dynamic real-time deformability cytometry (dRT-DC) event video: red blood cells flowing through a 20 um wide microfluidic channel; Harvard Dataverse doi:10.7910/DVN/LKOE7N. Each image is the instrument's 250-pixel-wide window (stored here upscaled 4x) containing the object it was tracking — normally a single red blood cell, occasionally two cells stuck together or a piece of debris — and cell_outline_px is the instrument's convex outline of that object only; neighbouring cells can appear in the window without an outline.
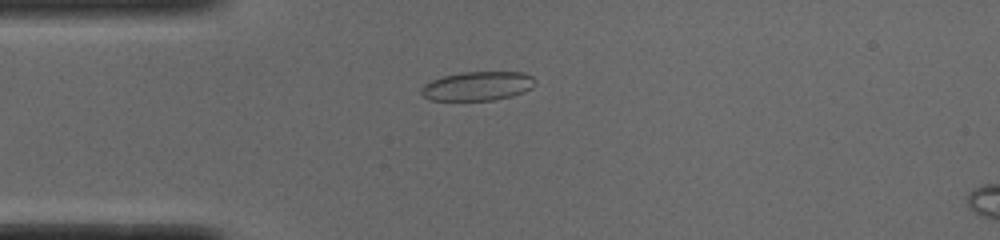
{"species": "common noctule bat (a hibernating species)", "species_latin": "Nyctalus noctula", "temperature_condition": "cold", "stored_images_in_passage": 45, "camera_frame_rate_fps": 3000, "um_per_image_px": 0.085, "animal": {"sex": "male", "body_mass_g": 19.0, "forearm_length_mm": 50.8}, "frame": {"image": 1, "passage_image": 6, "time_ms": 1.667, "image_size_px": [1000, 240], "cell_outline_px": [[536, 84], [532, 88], [524, 92], [512, 96], [492, 100], [432, 100], [424, 96], [420, 92], [424, 84], [432, 80], [444, 76], [460, 72], [524, 72], [532, 76], [536, 80]], "centroid_in_image_um": [40.64, 7.31], "position_along_channel_um": 44.4, "area_um2": 19.31}}
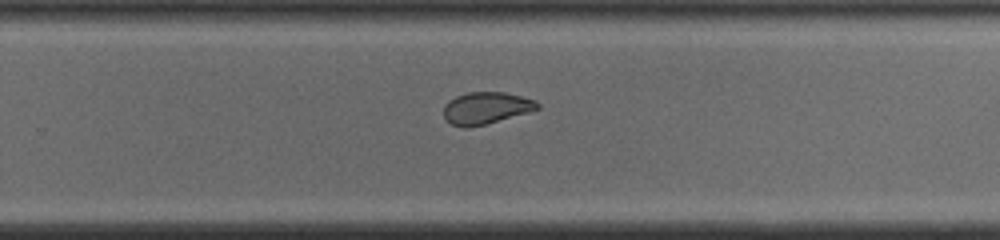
{"frame": {"image": 2, "passage_image": 26, "time_ms": 8.333, "image_size_px": [1000, 240], "cell_outline_px": [[540, 108], [528, 112], [484, 124], [468, 128], [464, 128], [452, 124], [444, 116], [444, 104], [448, 100], [456, 96], [468, 92], [504, 92], [536, 100], [540, 104]], "centroid_in_image_um": [41.3, 9.17], "position_along_channel_um": 288.5, "area_um2": 17.34}}
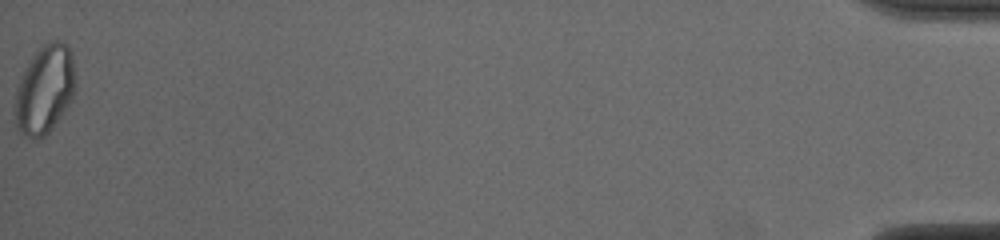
{"frame": {"image": 3, "passage_image": 45, "time_ms": 14.667, "image_size_px": [1000, 240], "cell_outline_px": [[72, 96], [60, 116], [48, 132], [44, 136], [36, 140], [20, 132], [16, 124], [16, 88], [20, 76], [28, 60], [44, 44], [52, 40], [64, 40], [68, 44], [72, 56]], "centroid_in_image_um": [3.75, 7.57], "position_along_channel_um": 431.4, "area_um2": 30.35}, "authors_computed_cell_mechanics": {"area_um2": 19.5364, "velocity_mm_per_s": 3.8781, "shape_relaxation_time_tau1_ms": null, "shape_relaxation_time_tau2_ms": 1.3592, "deformation_change_tau1": null, "deformation_change_tau2": 0.0468}}